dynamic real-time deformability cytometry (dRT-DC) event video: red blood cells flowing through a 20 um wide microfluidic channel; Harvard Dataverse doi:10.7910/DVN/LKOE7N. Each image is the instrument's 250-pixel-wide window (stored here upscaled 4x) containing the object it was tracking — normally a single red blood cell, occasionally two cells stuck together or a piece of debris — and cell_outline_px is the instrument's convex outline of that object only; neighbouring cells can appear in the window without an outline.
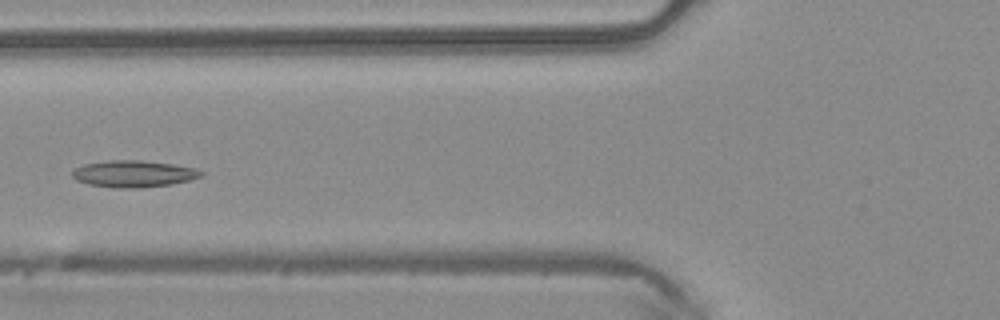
{"species": "common noctule bat (a hibernating species)", "species_latin": "Nyctalus noctula", "temperature_condition": "warm", "stored_images_in_passage": 7, "camera_frame_rate_fps": 3000, "um_per_image_px": 0.085, "animal": {"sex": "male", "body_mass_g": 20.4}, "frame": {"image": 1, "passage_image": 6, "time_ms": 1.667, "image_size_px": [1000, 320], "cell_outline_px": [[204, 176], [188, 180], [168, 184], [140, 188], [116, 188], [88, 184], [76, 180], [72, 176], [72, 168], [84, 164], [104, 160], [140, 160], [172, 164], [196, 168], [204, 172]], "centroid_in_image_um": [11.32, 14.76], "position_along_channel_um": 114.5, "area_um2": 20.17}}
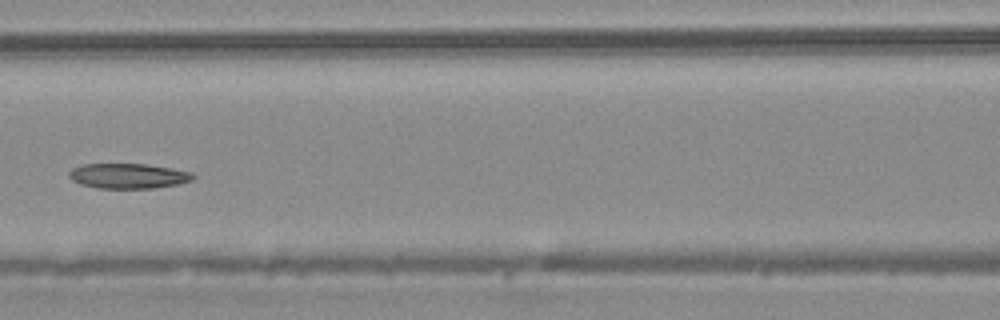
{"frame": {"image": 2, "passage_image": 7, "time_ms": 2.0, "image_size_px": [1000, 320], "cell_outline_px": [[196, 176], [192, 180], [176, 184], [152, 188], [96, 188], [80, 184], [72, 180], [68, 176], [68, 172], [72, 168], [80, 164], [148, 164], [172, 168], [192, 172]], "centroid_in_image_um": [10.87, 14.94], "position_along_channel_um": 155.7, "area_um2": 18.21}}